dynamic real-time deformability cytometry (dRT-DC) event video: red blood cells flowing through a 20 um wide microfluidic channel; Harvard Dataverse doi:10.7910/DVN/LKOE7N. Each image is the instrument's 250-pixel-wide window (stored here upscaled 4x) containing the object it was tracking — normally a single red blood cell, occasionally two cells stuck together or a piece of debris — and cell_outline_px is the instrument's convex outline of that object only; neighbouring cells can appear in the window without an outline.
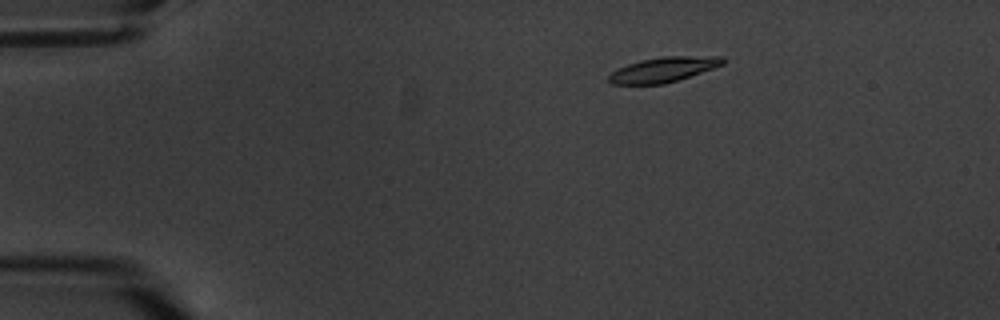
{"species": "common noctule bat (a hibernating species)", "species_latin": "Nyctalus noctula", "temperature_condition": "warm", "stored_images_in_passage": 7, "camera_frame_rate_fps": 3000, "um_per_image_px": 0.085, "animal": {"sex": "male", "body_mass_g": 20.1, "forearm_length_mm": 53.5}, "frame": {"image": 1, "passage_image": 1, "time_ms": 0.0, "image_size_px": [1000, 320], "cell_outline_px": [[724, 64], [664, 84], [612, 84], [608, 80], [608, 76], [612, 72], [628, 64], [640, 60], [660, 56], [724, 56]], "centroid_in_image_um": [56.38, 5.9], "position_along_channel_um": 28.6, "area_um2": 16.36}}
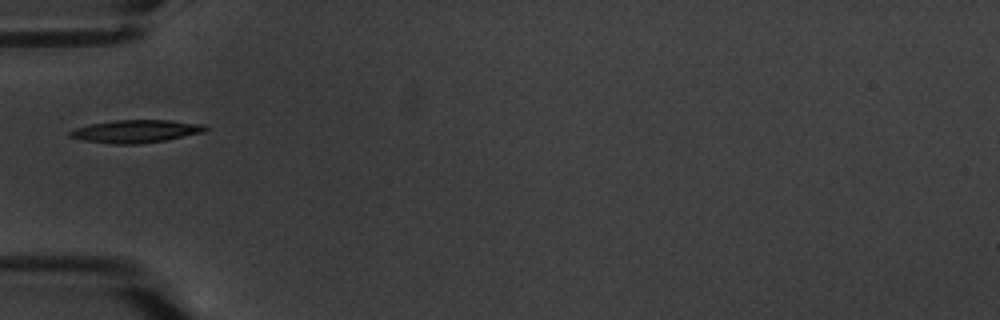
{"frame": {"image": 2, "passage_image": 4, "time_ms": 3.333, "image_size_px": [1000, 320], "cell_outline_px": [[208, 128], [204, 132], [164, 140], [136, 144], [116, 144], [84, 140], [68, 136], [68, 132], [76, 128], [92, 124], [112, 120], [168, 120], [204, 124]], "centroid_in_image_um": [11.55, 11.15], "position_along_channel_um": 73.4, "area_um2": 17.74}}
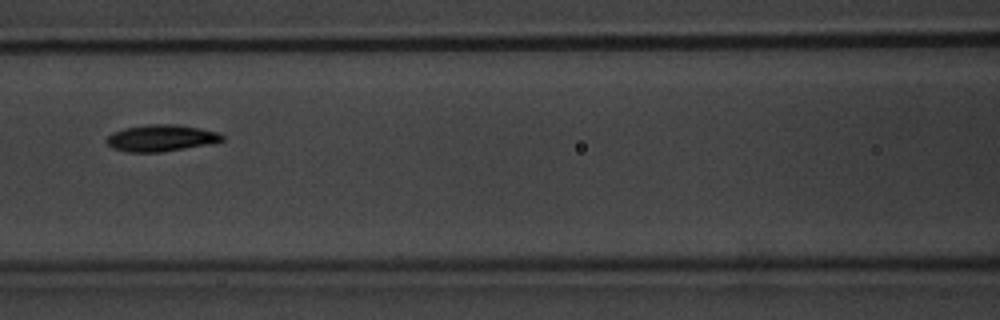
{"frame": {"image": 3, "passage_image": 6, "time_ms": 5.667, "image_size_px": [1000, 320], "cell_outline_px": [[224, 140], [208, 144], [160, 152], [128, 152], [112, 148], [104, 140], [112, 132], [124, 128], [148, 124], [176, 124], [200, 128], [220, 132], [224, 136]], "centroid_in_image_um": [13.68, 11.72], "position_along_channel_um": 152.9, "area_um2": 17.98}}